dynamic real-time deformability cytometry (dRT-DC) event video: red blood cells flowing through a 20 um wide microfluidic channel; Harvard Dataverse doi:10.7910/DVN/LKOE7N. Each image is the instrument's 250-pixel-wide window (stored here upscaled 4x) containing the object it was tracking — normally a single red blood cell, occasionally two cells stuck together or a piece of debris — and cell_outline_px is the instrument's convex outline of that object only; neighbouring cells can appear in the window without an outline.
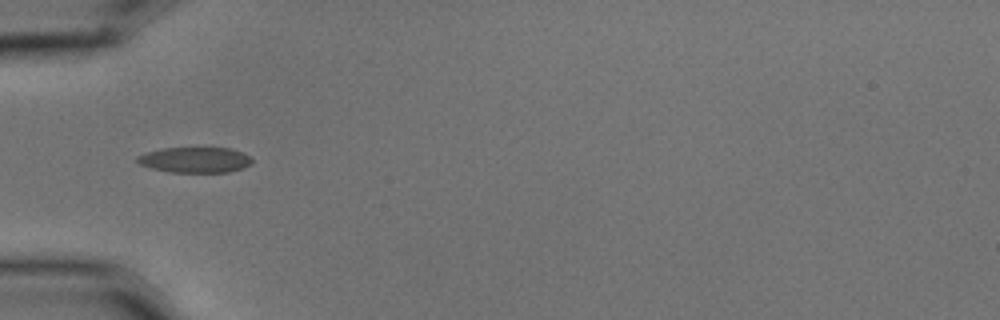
{"species": "common noctule bat (a hibernating species)", "species_latin": "Nyctalus noctula", "temperature_condition": "cold", "stored_images_in_passage": 7, "camera_frame_rate_fps": 3000, "um_per_image_px": 0.085, "animal": {"sex": "male", "body_mass_g": 15.6}, "frame": {"image": 1, "passage_image": 3, "time_ms": 0.667, "image_size_px": [1000, 320], "cell_outline_px": [[252, 164], [244, 168], [228, 172], [168, 172], [152, 168], [140, 164], [136, 160], [136, 156], [148, 152], [164, 148], [228, 148], [240, 152], [248, 156], [252, 160]], "centroid_in_image_um": [16.57, 13.6], "position_along_channel_um": 68.4, "area_um2": 16.94}}
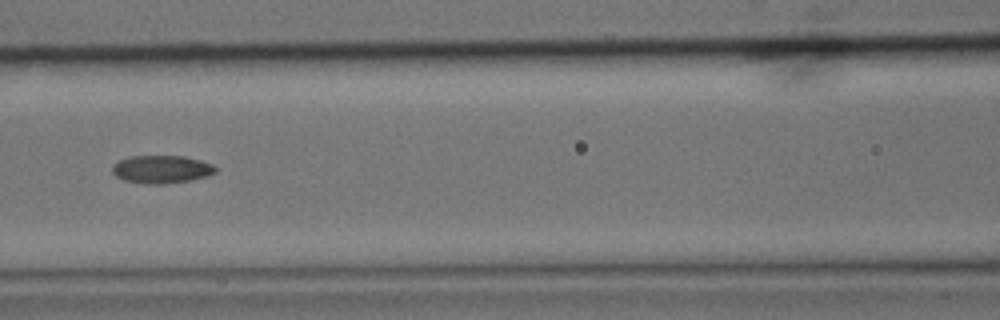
{"frame": {"image": 2, "passage_image": 5, "time_ms": 1.333, "image_size_px": [1000, 320], "cell_outline_px": [[216, 172], [208, 176], [192, 180], [164, 184], [148, 184], [124, 180], [116, 176], [112, 172], [112, 168], [120, 160], [132, 156], [184, 156], [200, 160], [212, 164], [216, 168]], "centroid_in_image_um": [13.77, 14.4], "position_along_channel_um": 152.8, "area_um2": 16.7}}
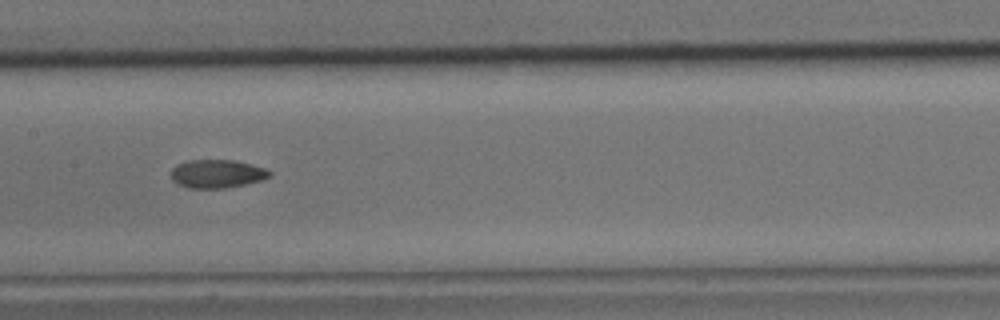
{"frame": {"image": 3, "passage_image": 6, "time_ms": 1.667, "image_size_px": [1000, 320], "cell_outline_px": [[272, 176], [260, 180], [244, 184], [224, 188], [188, 188], [172, 180], [172, 168], [176, 164], [188, 160], [236, 160], [264, 168], [272, 172]], "centroid_in_image_um": [18.44, 14.76], "position_along_channel_um": 189.0, "area_um2": 16.18}}